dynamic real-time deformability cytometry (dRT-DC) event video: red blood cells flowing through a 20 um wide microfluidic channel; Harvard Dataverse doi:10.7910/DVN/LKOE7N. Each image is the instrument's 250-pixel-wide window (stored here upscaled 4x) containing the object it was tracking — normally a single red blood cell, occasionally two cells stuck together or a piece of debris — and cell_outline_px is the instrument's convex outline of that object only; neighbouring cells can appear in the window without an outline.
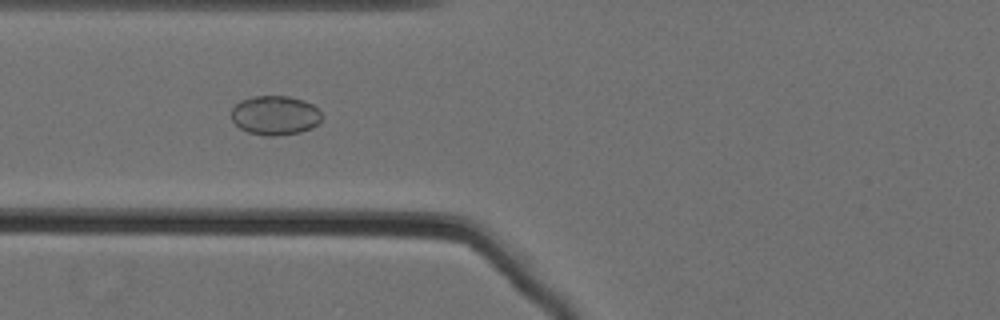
{"species": "Egyptian fruit bat (a non-hibernating species)", "species_latin": "Rousettus aegyptiacus", "temperature_condition": "cold", "stored_images_in_passage": 36, "camera_frame_rate_fps": 3000, "um_per_image_px": 0.085, "animal": {"sex": "female"}, "frame": {"image": 1, "passage_image": 3, "time_ms": 0.667, "image_size_px": [1000, 320], "cell_outline_px": [[324, 116], [312, 128], [300, 132], [276, 136], [264, 136], [248, 132], [240, 128], [232, 120], [232, 108], [240, 100], [252, 96], [288, 96], [304, 100], [312, 104]], "centroid_in_image_um": [23.38, 9.8], "position_along_channel_um": 102.4, "area_um2": 20.81}}
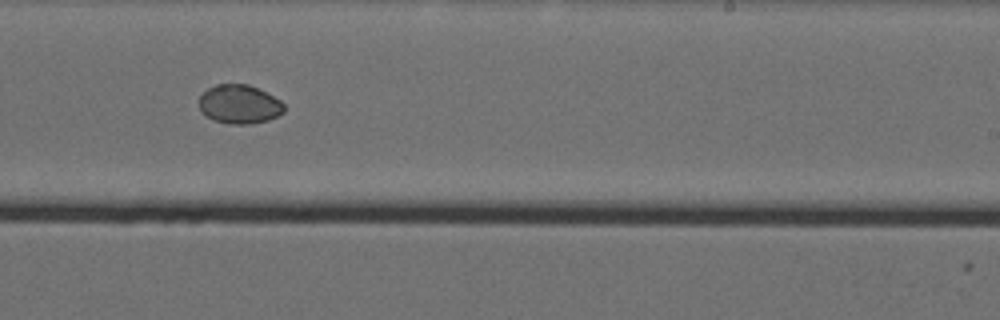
{"frame": {"image": 2, "passage_image": 17, "time_ms": 5.333, "image_size_px": [1000, 320], "cell_outline_px": [[284, 112], [268, 120], [248, 124], [232, 124], [212, 120], [200, 108], [200, 96], [208, 88], [216, 84], [248, 84], [280, 100], [284, 104]], "centroid_in_image_um": [20.35, 8.86], "position_along_channel_um": 268.7, "area_um2": 18.96}}
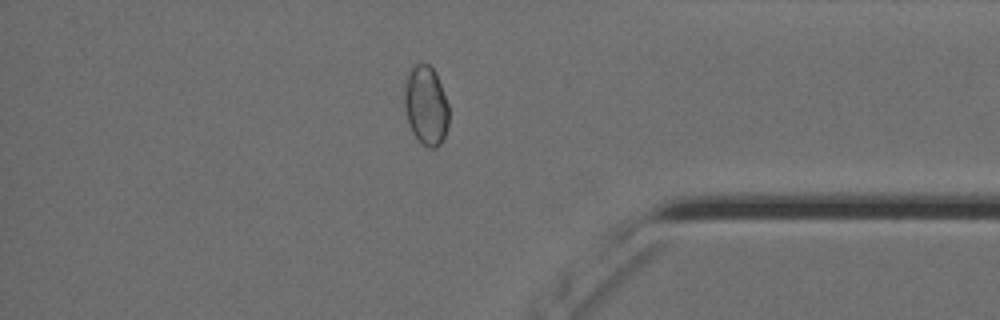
{"frame": {"image": 3, "passage_image": 29, "time_ms": 9.333, "image_size_px": [1000, 320], "cell_outline_px": [[448, 128], [444, 140], [436, 148], [428, 148], [420, 144], [416, 140], [408, 124], [404, 104], [404, 80], [408, 72], [416, 64], [428, 64], [436, 72], [448, 104]], "centroid_in_image_um": [36.19, 9.01], "position_along_channel_um": 399.0, "area_um2": 20.98}}